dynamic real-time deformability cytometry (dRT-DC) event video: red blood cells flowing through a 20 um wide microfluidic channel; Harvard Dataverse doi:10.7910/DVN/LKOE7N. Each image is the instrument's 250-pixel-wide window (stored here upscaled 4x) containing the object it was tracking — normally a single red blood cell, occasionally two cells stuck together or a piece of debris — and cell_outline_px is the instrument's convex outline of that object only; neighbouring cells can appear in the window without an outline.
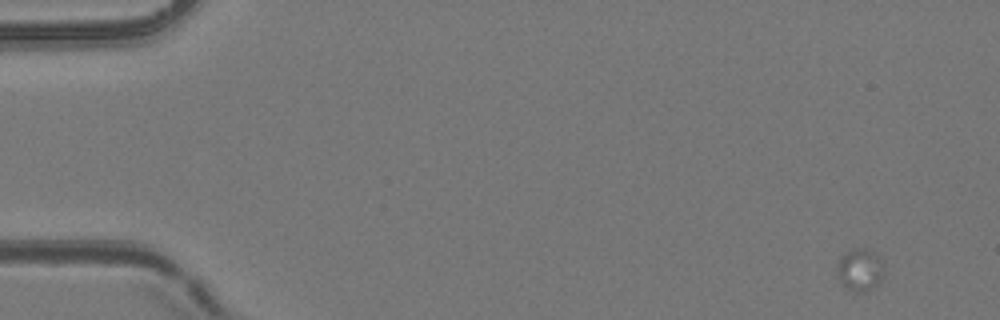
{"species": "common noctule bat (a hibernating species)", "species_latin": "Nyctalus noctula", "temperature_condition": "room temperature", "stored_images_in_passage": 5, "camera_frame_rate_fps": 3000, "um_per_image_px": 0.085, "animal": {"sex": "female", "body_mass_g": 24.6, "forearm_length_mm": 56.2}, "frame": {"image": 1, "passage_image": 1, "time_ms": 0.0, "image_size_px": [1000, 320], "cell_outline_px": [[884, 276], [872, 288], [864, 292], [856, 292], [844, 288], [840, 284], [836, 276], [836, 264], [848, 252], [856, 248], [864, 248], [880, 256], [884, 268]], "centroid_in_image_um": [73.08, 22.97], "position_along_channel_um": 11.9, "area_um2": 11.73}}